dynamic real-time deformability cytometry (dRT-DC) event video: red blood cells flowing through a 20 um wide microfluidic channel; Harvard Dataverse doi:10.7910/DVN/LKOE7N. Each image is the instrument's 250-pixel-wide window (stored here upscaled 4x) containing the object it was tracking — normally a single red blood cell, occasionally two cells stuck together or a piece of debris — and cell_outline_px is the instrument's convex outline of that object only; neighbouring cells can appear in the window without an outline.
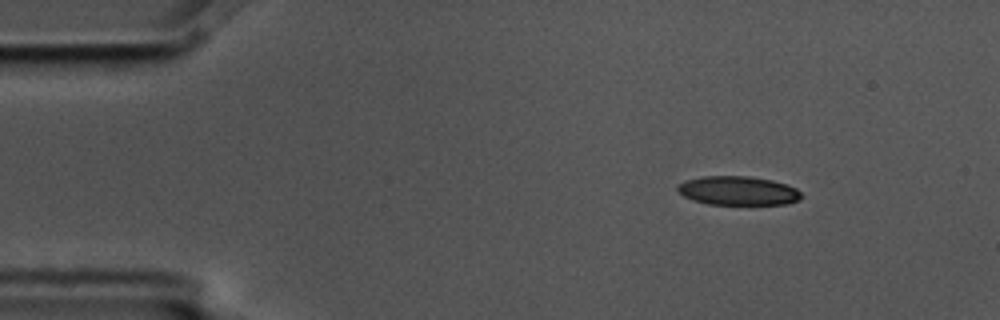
{"species": "common noctule bat (a hibernating species)", "species_latin": "Nyctalus noctula", "temperature_condition": "cold", "stored_images_in_passage": 4, "camera_frame_rate_fps": 3000, "um_per_image_px": 0.085, "animal": {"sex": "male", "body_mass_g": 17.5, "forearm_length_mm": 52.3}, "frame": {"image": 1, "passage_image": 1, "time_ms": 0.0, "image_size_px": [1000, 320], "cell_outline_px": [[804, 196], [800, 200], [788, 204], [708, 204], [692, 200], [684, 196], [676, 188], [684, 180], [704, 176], [748, 176], [772, 180], [788, 184], [796, 188]], "centroid_in_image_um": [62.77, 16.21], "position_along_channel_um": 22.2, "area_um2": 20.98}}
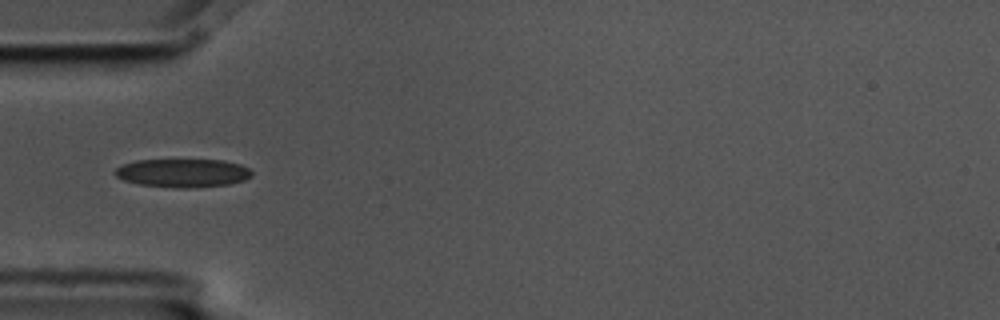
{"frame": {"image": 2, "passage_image": 4, "time_ms": 1.0, "image_size_px": [1000, 320], "cell_outline_px": [[252, 176], [244, 180], [228, 184], [188, 188], [176, 188], [140, 184], [124, 180], [116, 176], [112, 172], [116, 168], [124, 164], [136, 160], [224, 160], [240, 164], [248, 168], [252, 172]], "centroid_in_image_um": [15.53, 14.7], "position_along_channel_um": 69.5, "area_um2": 22.6}}